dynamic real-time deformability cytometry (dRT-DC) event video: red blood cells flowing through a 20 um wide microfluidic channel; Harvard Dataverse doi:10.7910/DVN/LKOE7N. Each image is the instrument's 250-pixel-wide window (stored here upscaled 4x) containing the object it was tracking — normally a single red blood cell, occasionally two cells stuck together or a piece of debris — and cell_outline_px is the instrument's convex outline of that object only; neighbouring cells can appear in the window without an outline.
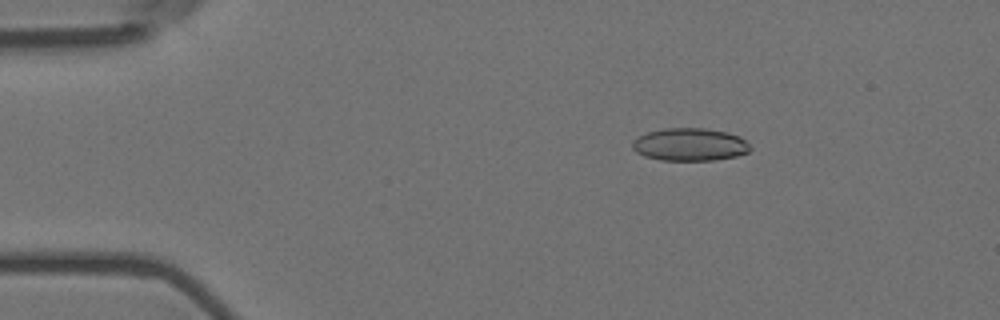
{"species": "Egyptian fruit bat (a non-hibernating species)", "species_latin": "Rousettus aegyptiacus", "temperature_condition": "room temperature", "stored_images_in_passage": 4, "camera_frame_rate_fps": 3000, "um_per_image_px": 0.085, "animal": {"sex": "female"}, "frame": {"image": 1, "passage_image": 2, "time_ms": 0.333, "image_size_px": [1000, 320], "cell_outline_px": [[752, 148], [748, 152], [736, 156], [712, 160], [660, 160], [644, 156], [636, 152], [632, 148], [632, 140], [648, 132], [664, 128], [704, 128], [728, 132], [740, 136]], "centroid_in_image_um": [58.63, 12.28], "position_along_channel_um": 26.4, "area_um2": 22.48}}